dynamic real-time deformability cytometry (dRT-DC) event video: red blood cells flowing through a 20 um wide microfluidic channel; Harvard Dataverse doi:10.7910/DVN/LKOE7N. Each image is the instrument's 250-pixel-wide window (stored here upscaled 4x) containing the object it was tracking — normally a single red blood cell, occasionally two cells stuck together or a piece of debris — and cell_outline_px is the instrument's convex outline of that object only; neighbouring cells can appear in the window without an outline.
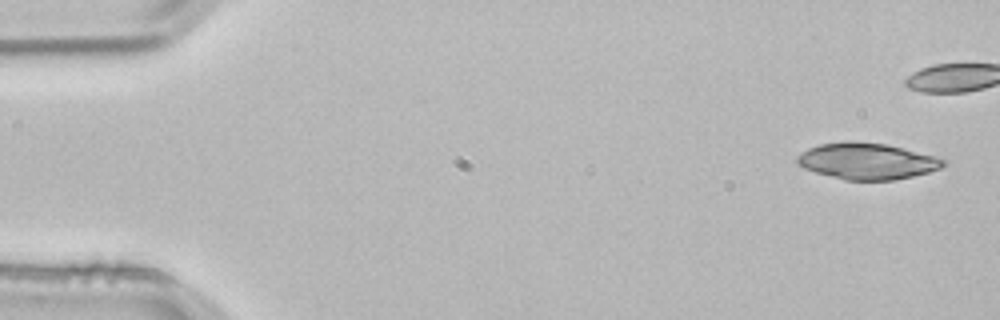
{"species": "common noctule bat (a hibernating species)", "species_latin": "Nyctalus noctula", "temperature_condition": "room temperature", "stored_images_in_passage": 5, "camera_frame_rate_fps": 3000, "um_per_image_px": 0.085, "animal": {"sex": "male", "body_mass_g": 21.5, "forearm_length_mm": 52.0}, "frame": {"image": 1, "passage_image": 1, "time_ms": 0.0, "image_size_px": [1000, 320], "cell_outline_px": [[948, 164], [940, 168], [928, 172], [912, 176], [892, 180], [844, 180], [816, 172], [804, 168], [796, 164], [796, 156], [808, 148], [820, 144], [844, 140], [848, 140], [884, 144], [948, 160]], "centroid_in_image_um": [73.65, 13.69], "position_along_channel_um": 11.3, "area_um2": 30.81}}